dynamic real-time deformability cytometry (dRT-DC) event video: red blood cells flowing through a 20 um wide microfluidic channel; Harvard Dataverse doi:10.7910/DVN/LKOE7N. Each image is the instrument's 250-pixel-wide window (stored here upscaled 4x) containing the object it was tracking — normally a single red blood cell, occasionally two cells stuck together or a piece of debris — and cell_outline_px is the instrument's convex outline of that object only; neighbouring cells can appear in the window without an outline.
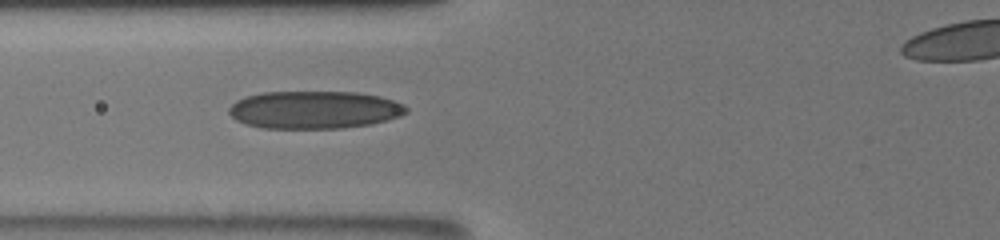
{"species": "human", "species_latin": "Homo sapiens", "temperature_condition": "room temperature", "stored_images_in_passage": 9, "camera_frame_rate_fps": 3000, "um_per_image_px": 0.085, "donor": {"sex": "male"}, "frame": {"image": 1, "passage_image": 8, "time_ms": 1.333, "image_size_px": [1000, 240], "cell_outline_px": [[408, 112], [400, 116], [372, 124], [340, 128], [260, 128], [244, 124], [236, 120], [228, 112], [228, 108], [236, 100], [244, 96], [264, 92], [356, 92], [380, 96], [404, 104], [408, 108]], "centroid_in_image_um": [26.7, 9.33], "position_along_channel_um": 99.1, "area_um2": 39.19}}